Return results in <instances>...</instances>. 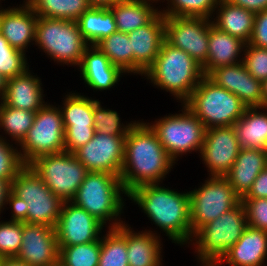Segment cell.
I'll return each instance as SVG.
<instances>
[{"label":"cell","mask_w":267,"mask_h":266,"mask_svg":"<svg viewBox=\"0 0 267 266\" xmlns=\"http://www.w3.org/2000/svg\"><path fill=\"white\" fill-rule=\"evenodd\" d=\"M202 187L189 191L191 238L201 227L241 202L225 176H211Z\"/></svg>","instance_id":"obj_9"},{"label":"cell","mask_w":267,"mask_h":266,"mask_svg":"<svg viewBox=\"0 0 267 266\" xmlns=\"http://www.w3.org/2000/svg\"><path fill=\"white\" fill-rule=\"evenodd\" d=\"M205 128L233 126L247 108L233 93L204 76L183 103Z\"/></svg>","instance_id":"obj_5"},{"label":"cell","mask_w":267,"mask_h":266,"mask_svg":"<svg viewBox=\"0 0 267 266\" xmlns=\"http://www.w3.org/2000/svg\"><path fill=\"white\" fill-rule=\"evenodd\" d=\"M59 249V262L63 266H98L101 237L91 243L64 246Z\"/></svg>","instance_id":"obj_36"},{"label":"cell","mask_w":267,"mask_h":266,"mask_svg":"<svg viewBox=\"0 0 267 266\" xmlns=\"http://www.w3.org/2000/svg\"><path fill=\"white\" fill-rule=\"evenodd\" d=\"M28 71L7 80L6 92L0 103L31 112H37L45 105L42 83L39 77L35 78Z\"/></svg>","instance_id":"obj_25"},{"label":"cell","mask_w":267,"mask_h":266,"mask_svg":"<svg viewBox=\"0 0 267 266\" xmlns=\"http://www.w3.org/2000/svg\"><path fill=\"white\" fill-rule=\"evenodd\" d=\"M7 204L11 205L13 210L11 221L27 222L28 205L23 199L16 196L11 190L7 195Z\"/></svg>","instance_id":"obj_45"},{"label":"cell","mask_w":267,"mask_h":266,"mask_svg":"<svg viewBox=\"0 0 267 266\" xmlns=\"http://www.w3.org/2000/svg\"><path fill=\"white\" fill-rule=\"evenodd\" d=\"M21 6L0 10V33L11 47L25 52L28 43L35 41L38 16L26 2Z\"/></svg>","instance_id":"obj_21"},{"label":"cell","mask_w":267,"mask_h":266,"mask_svg":"<svg viewBox=\"0 0 267 266\" xmlns=\"http://www.w3.org/2000/svg\"><path fill=\"white\" fill-rule=\"evenodd\" d=\"M38 17L77 21L90 8L87 0H26Z\"/></svg>","instance_id":"obj_32"},{"label":"cell","mask_w":267,"mask_h":266,"mask_svg":"<svg viewBox=\"0 0 267 266\" xmlns=\"http://www.w3.org/2000/svg\"><path fill=\"white\" fill-rule=\"evenodd\" d=\"M23 222H0V257H16L22 245Z\"/></svg>","instance_id":"obj_40"},{"label":"cell","mask_w":267,"mask_h":266,"mask_svg":"<svg viewBox=\"0 0 267 266\" xmlns=\"http://www.w3.org/2000/svg\"><path fill=\"white\" fill-rule=\"evenodd\" d=\"M173 163L150 125L137 121L125 137L123 188L128 194L138 186L160 183Z\"/></svg>","instance_id":"obj_1"},{"label":"cell","mask_w":267,"mask_h":266,"mask_svg":"<svg viewBox=\"0 0 267 266\" xmlns=\"http://www.w3.org/2000/svg\"><path fill=\"white\" fill-rule=\"evenodd\" d=\"M76 22L84 40L92 46L117 31L115 17L110 9L89 8Z\"/></svg>","instance_id":"obj_31"},{"label":"cell","mask_w":267,"mask_h":266,"mask_svg":"<svg viewBox=\"0 0 267 266\" xmlns=\"http://www.w3.org/2000/svg\"><path fill=\"white\" fill-rule=\"evenodd\" d=\"M25 52L9 45L0 33V73L7 79L23 74L28 68Z\"/></svg>","instance_id":"obj_38"},{"label":"cell","mask_w":267,"mask_h":266,"mask_svg":"<svg viewBox=\"0 0 267 266\" xmlns=\"http://www.w3.org/2000/svg\"><path fill=\"white\" fill-rule=\"evenodd\" d=\"M24 166L18 150L0 136V179L7 180L11 184Z\"/></svg>","instance_id":"obj_41"},{"label":"cell","mask_w":267,"mask_h":266,"mask_svg":"<svg viewBox=\"0 0 267 266\" xmlns=\"http://www.w3.org/2000/svg\"><path fill=\"white\" fill-rule=\"evenodd\" d=\"M245 45L246 43L241 39L220 31L211 23L209 25L207 61L202 65L204 75L208 76L216 68L242 62L241 59L238 61L237 57Z\"/></svg>","instance_id":"obj_26"},{"label":"cell","mask_w":267,"mask_h":266,"mask_svg":"<svg viewBox=\"0 0 267 266\" xmlns=\"http://www.w3.org/2000/svg\"><path fill=\"white\" fill-rule=\"evenodd\" d=\"M230 3L253 13L267 10V0H228Z\"/></svg>","instance_id":"obj_47"},{"label":"cell","mask_w":267,"mask_h":266,"mask_svg":"<svg viewBox=\"0 0 267 266\" xmlns=\"http://www.w3.org/2000/svg\"><path fill=\"white\" fill-rule=\"evenodd\" d=\"M266 256L267 232L247 226L218 264L227 262L230 266H262Z\"/></svg>","instance_id":"obj_23"},{"label":"cell","mask_w":267,"mask_h":266,"mask_svg":"<svg viewBox=\"0 0 267 266\" xmlns=\"http://www.w3.org/2000/svg\"><path fill=\"white\" fill-rule=\"evenodd\" d=\"M144 210L172 241L186 244L191 238L189 193H178L159 186L144 184L127 195Z\"/></svg>","instance_id":"obj_2"},{"label":"cell","mask_w":267,"mask_h":266,"mask_svg":"<svg viewBox=\"0 0 267 266\" xmlns=\"http://www.w3.org/2000/svg\"><path fill=\"white\" fill-rule=\"evenodd\" d=\"M59 253L55 228L23 222L22 245L16 258L30 266H52L59 263Z\"/></svg>","instance_id":"obj_18"},{"label":"cell","mask_w":267,"mask_h":266,"mask_svg":"<svg viewBox=\"0 0 267 266\" xmlns=\"http://www.w3.org/2000/svg\"><path fill=\"white\" fill-rule=\"evenodd\" d=\"M128 38L133 50V73L144 75L165 40L164 15L159 13L149 24L128 33Z\"/></svg>","instance_id":"obj_20"},{"label":"cell","mask_w":267,"mask_h":266,"mask_svg":"<svg viewBox=\"0 0 267 266\" xmlns=\"http://www.w3.org/2000/svg\"><path fill=\"white\" fill-rule=\"evenodd\" d=\"M127 227V258L129 266H162L161 242L152 231L134 233Z\"/></svg>","instance_id":"obj_29"},{"label":"cell","mask_w":267,"mask_h":266,"mask_svg":"<svg viewBox=\"0 0 267 266\" xmlns=\"http://www.w3.org/2000/svg\"><path fill=\"white\" fill-rule=\"evenodd\" d=\"M208 77L218 86L235 94L247 108H263L262 81L253 77L243 62L216 68Z\"/></svg>","instance_id":"obj_19"},{"label":"cell","mask_w":267,"mask_h":266,"mask_svg":"<svg viewBox=\"0 0 267 266\" xmlns=\"http://www.w3.org/2000/svg\"><path fill=\"white\" fill-rule=\"evenodd\" d=\"M169 2L170 8L168 6V9L160 11L164 16L209 18L218 8L219 0H170Z\"/></svg>","instance_id":"obj_37"},{"label":"cell","mask_w":267,"mask_h":266,"mask_svg":"<svg viewBox=\"0 0 267 266\" xmlns=\"http://www.w3.org/2000/svg\"><path fill=\"white\" fill-rule=\"evenodd\" d=\"M121 0H87L90 8L110 9Z\"/></svg>","instance_id":"obj_49"},{"label":"cell","mask_w":267,"mask_h":266,"mask_svg":"<svg viewBox=\"0 0 267 266\" xmlns=\"http://www.w3.org/2000/svg\"><path fill=\"white\" fill-rule=\"evenodd\" d=\"M11 191L28 205V223L56 227L63 201L29 165H25L12 180Z\"/></svg>","instance_id":"obj_8"},{"label":"cell","mask_w":267,"mask_h":266,"mask_svg":"<svg viewBox=\"0 0 267 266\" xmlns=\"http://www.w3.org/2000/svg\"><path fill=\"white\" fill-rule=\"evenodd\" d=\"M64 132L60 108L46 103L36 112L32 127L19 144L23 150L19 154L24 165L43 155L65 151Z\"/></svg>","instance_id":"obj_11"},{"label":"cell","mask_w":267,"mask_h":266,"mask_svg":"<svg viewBox=\"0 0 267 266\" xmlns=\"http://www.w3.org/2000/svg\"><path fill=\"white\" fill-rule=\"evenodd\" d=\"M101 238L98 266H129L127 258V225L110 228Z\"/></svg>","instance_id":"obj_33"},{"label":"cell","mask_w":267,"mask_h":266,"mask_svg":"<svg viewBox=\"0 0 267 266\" xmlns=\"http://www.w3.org/2000/svg\"><path fill=\"white\" fill-rule=\"evenodd\" d=\"M241 147L233 126L206 129L201 157L211 176H225L235 162Z\"/></svg>","instance_id":"obj_17"},{"label":"cell","mask_w":267,"mask_h":266,"mask_svg":"<svg viewBox=\"0 0 267 266\" xmlns=\"http://www.w3.org/2000/svg\"><path fill=\"white\" fill-rule=\"evenodd\" d=\"M61 111L64 125L65 151L74 153L94 136V107L96 101L79 94L66 95Z\"/></svg>","instance_id":"obj_14"},{"label":"cell","mask_w":267,"mask_h":266,"mask_svg":"<svg viewBox=\"0 0 267 266\" xmlns=\"http://www.w3.org/2000/svg\"><path fill=\"white\" fill-rule=\"evenodd\" d=\"M93 117L95 132L113 136L127 135L136 123H128L126 126L121 125L117 112L102 108L98 100L94 107Z\"/></svg>","instance_id":"obj_39"},{"label":"cell","mask_w":267,"mask_h":266,"mask_svg":"<svg viewBox=\"0 0 267 266\" xmlns=\"http://www.w3.org/2000/svg\"><path fill=\"white\" fill-rule=\"evenodd\" d=\"M218 16L212 24L220 31L237 37L246 44L249 42L254 26L255 13L230 3L219 0Z\"/></svg>","instance_id":"obj_27"},{"label":"cell","mask_w":267,"mask_h":266,"mask_svg":"<svg viewBox=\"0 0 267 266\" xmlns=\"http://www.w3.org/2000/svg\"><path fill=\"white\" fill-rule=\"evenodd\" d=\"M246 211L247 226L267 232V198L241 199Z\"/></svg>","instance_id":"obj_43"},{"label":"cell","mask_w":267,"mask_h":266,"mask_svg":"<svg viewBox=\"0 0 267 266\" xmlns=\"http://www.w3.org/2000/svg\"><path fill=\"white\" fill-rule=\"evenodd\" d=\"M35 42L54 61L72 66L80 65L89 46L76 21L47 17H38Z\"/></svg>","instance_id":"obj_7"},{"label":"cell","mask_w":267,"mask_h":266,"mask_svg":"<svg viewBox=\"0 0 267 266\" xmlns=\"http://www.w3.org/2000/svg\"><path fill=\"white\" fill-rule=\"evenodd\" d=\"M267 198V167L257 176L251 189L241 199Z\"/></svg>","instance_id":"obj_46"},{"label":"cell","mask_w":267,"mask_h":266,"mask_svg":"<svg viewBox=\"0 0 267 266\" xmlns=\"http://www.w3.org/2000/svg\"><path fill=\"white\" fill-rule=\"evenodd\" d=\"M154 85L171 92L184 103L205 76L202 65L185 51L162 43L153 65L144 73Z\"/></svg>","instance_id":"obj_3"},{"label":"cell","mask_w":267,"mask_h":266,"mask_svg":"<svg viewBox=\"0 0 267 266\" xmlns=\"http://www.w3.org/2000/svg\"><path fill=\"white\" fill-rule=\"evenodd\" d=\"M148 1L151 0H121L110 8L117 31L130 33L149 24L160 11L151 7Z\"/></svg>","instance_id":"obj_28"},{"label":"cell","mask_w":267,"mask_h":266,"mask_svg":"<svg viewBox=\"0 0 267 266\" xmlns=\"http://www.w3.org/2000/svg\"><path fill=\"white\" fill-rule=\"evenodd\" d=\"M248 44L267 48V10L255 14L253 32Z\"/></svg>","instance_id":"obj_44"},{"label":"cell","mask_w":267,"mask_h":266,"mask_svg":"<svg viewBox=\"0 0 267 266\" xmlns=\"http://www.w3.org/2000/svg\"><path fill=\"white\" fill-rule=\"evenodd\" d=\"M0 266H30L16 257L0 258Z\"/></svg>","instance_id":"obj_50"},{"label":"cell","mask_w":267,"mask_h":266,"mask_svg":"<svg viewBox=\"0 0 267 266\" xmlns=\"http://www.w3.org/2000/svg\"><path fill=\"white\" fill-rule=\"evenodd\" d=\"M103 224L71 201L63 202L55 232L59 247L85 244L100 239Z\"/></svg>","instance_id":"obj_16"},{"label":"cell","mask_w":267,"mask_h":266,"mask_svg":"<svg viewBox=\"0 0 267 266\" xmlns=\"http://www.w3.org/2000/svg\"><path fill=\"white\" fill-rule=\"evenodd\" d=\"M121 193L128 195L119 176L106 172H89L81 183L74 198L77 206L85 209L103 225L115 219L111 228H117L123 222L116 219L124 206Z\"/></svg>","instance_id":"obj_4"},{"label":"cell","mask_w":267,"mask_h":266,"mask_svg":"<svg viewBox=\"0 0 267 266\" xmlns=\"http://www.w3.org/2000/svg\"><path fill=\"white\" fill-rule=\"evenodd\" d=\"M233 127L241 148L267 151V113L257 112V107L246 108Z\"/></svg>","instance_id":"obj_30"},{"label":"cell","mask_w":267,"mask_h":266,"mask_svg":"<svg viewBox=\"0 0 267 266\" xmlns=\"http://www.w3.org/2000/svg\"><path fill=\"white\" fill-rule=\"evenodd\" d=\"M183 108L181 114L158 119L153 125L148 123L174 162L180 154L194 150L201 152L206 133L201 120L185 105Z\"/></svg>","instance_id":"obj_12"},{"label":"cell","mask_w":267,"mask_h":266,"mask_svg":"<svg viewBox=\"0 0 267 266\" xmlns=\"http://www.w3.org/2000/svg\"><path fill=\"white\" fill-rule=\"evenodd\" d=\"M110 62L124 73H133V50L128 33L116 31L95 45Z\"/></svg>","instance_id":"obj_34"},{"label":"cell","mask_w":267,"mask_h":266,"mask_svg":"<svg viewBox=\"0 0 267 266\" xmlns=\"http://www.w3.org/2000/svg\"><path fill=\"white\" fill-rule=\"evenodd\" d=\"M209 18L164 16L165 40L203 65L208 56Z\"/></svg>","instance_id":"obj_13"},{"label":"cell","mask_w":267,"mask_h":266,"mask_svg":"<svg viewBox=\"0 0 267 266\" xmlns=\"http://www.w3.org/2000/svg\"><path fill=\"white\" fill-rule=\"evenodd\" d=\"M246 227V211L242 202L201 227L193 237L198 239L195 240V252L203 266H219L218 263L242 236Z\"/></svg>","instance_id":"obj_6"},{"label":"cell","mask_w":267,"mask_h":266,"mask_svg":"<svg viewBox=\"0 0 267 266\" xmlns=\"http://www.w3.org/2000/svg\"><path fill=\"white\" fill-rule=\"evenodd\" d=\"M262 104L267 109V79L262 81Z\"/></svg>","instance_id":"obj_51"},{"label":"cell","mask_w":267,"mask_h":266,"mask_svg":"<svg viewBox=\"0 0 267 266\" xmlns=\"http://www.w3.org/2000/svg\"><path fill=\"white\" fill-rule=\"evenodd\" d=\"M52 266H63L60 262Z\"/></svg>","instance_id":"obj_53"},{"label":"cell","mask_w":267,"mask_h":266,"mask_svg":"<svg viewBox=\"0 0 267 266\" xmlns=\"http://www.w3.org/2000/svg\"><path fill=\"white\" fill-rule=\"evenodd\" d=\"M7 80L8 79L0 73V96L1 98L4 96L6 92Z\"/></svg>","instance_id":"obj_52"},{"label":"cell","mask_w":267,"mask_h":266,"mask_svg":"<svg viewBox=\"0 0 267 266\" xmlns=\"http://www.w3.org/2000/svg\"><path fill=\"white\" fill-rule=\"evenodd\" d=\"M29 166L63 202L71 201L89 171L66 151L38 157Z\"/></svg>","instance_id":"obj_10"},{"label":"cell","mask_w":267,"mask_h":266,"mask_svg":"<svg viewBox=\"0 0 267 266\" xmlns=\"http://www.w3.org/2000/svg\"><path fill=\"white\" fill-rule=\"evenodd\" d=\"M125 137L95 132L93 138L73 154L89 172H106L120 177Z\"/></svg>","instance_id":"obj_15"},{"label":"cell","mask_w":267,"mask_h":266,"mask_svg":"<svg viewBox=\"0 0 267 266\" xmlns=\"http://www.w3.org/2000/svg\"><path fill=\"white\" fill-rule=\"evenodd\" d=\"M266 167V150L241 148L231 170L225 177L234 191L242 198L248 193L257 176Z\"/></svg>","instance_id":"obj_24"},{"label":"cell","mask_w":267,"mask_h":266,"mask_svg":"<svg viewBox=\"0 0 267 266\" xmlns=\"http://www.w3.org/2000/svg\"><path fill=\"white\" fill-rule=\"evenodd\" d=\"M36 112L16 109L0 104V127L10 135L16 143H21L33 125Z\"/></svg>","instance_id":"obj_35"},{"label":"cell","mask_w":267,"mask_h":266,"mask_svg":"<svg viewBox=\"0 0 267 266\" xmlns=\"http://www.w3.org/2000/svg\"><path fill=\"white\" fill-rule=\"evenodd\" d=\"M247 47V48H246ZM242 62L246 70L257 80L267 79V48L246 44Z\"/></svg>","instance_id":"obj_42"},{"label":"cell","mask_w":267,"mask_h":266,"mask_svg":"<svg viewBox=\"0 0 267 266\" xmlns=\"http://www.w3.org/2000/svg\"><path fill=\"white\" fill-rule=\"evenodd\" d=\"M11 190V184L7 180L0 179V213L7 203V195Z\"/></svg>","instance_id":"obj_48"},{"label":"cell","mask_w":267,"mask_h":266,"mask_svg":"<svg viewBox=\"0 0 267 266\" xmlns=\"http://www.w3.org/2000/svg\"><path fill=\"white\" fill-rule=\"evenodd\" d=\"M79 67L84 82L92 89L100 91L115 86L123 73L104 53L92 45L85 49Z\"/></svg>","instance_id":"obj_22"}]
</instances>
